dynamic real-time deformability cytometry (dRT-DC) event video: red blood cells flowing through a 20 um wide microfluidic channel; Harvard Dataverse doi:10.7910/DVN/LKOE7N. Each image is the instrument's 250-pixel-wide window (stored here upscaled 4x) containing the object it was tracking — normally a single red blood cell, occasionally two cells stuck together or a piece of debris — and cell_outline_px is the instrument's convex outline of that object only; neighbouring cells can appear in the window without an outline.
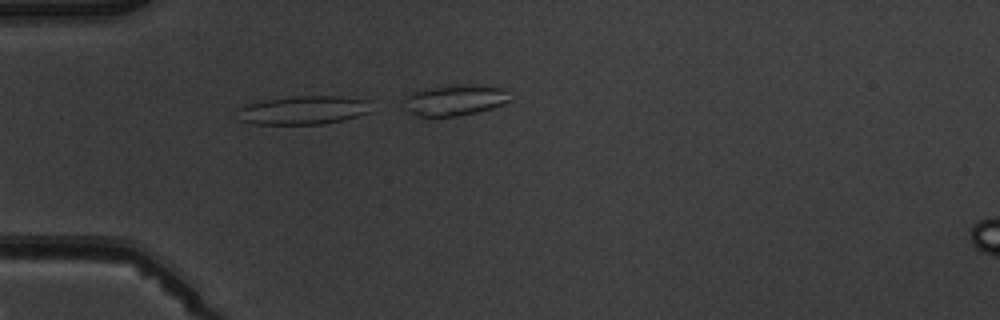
{"species": "common noctule bat (a hibernating species)", "species_latin": "Nyctalus noctula", "temperature_condition": "warm", "stored_images_in_passage": 5, "camera_frame_rate_fps": 3000, "um_per_image_px": 0.085, "animal": {"sex": "male", "body_mass_g": 19.5, "forearm_length_mm": 54.6}, "frame": {"image": 1, "passage_image": 3, "time_ms": 3.0, "image_size_px": [1000, 320], "cell_outline_px": [[372, 112], [324, 124], [256, 124], [240, 120], [236, 108], [244, 104], [268, 100], [296, 96], [340, 96], [372, 100]], "centroid_in_image_um": [25.83, 9.35], "position_along_channel_um": 59.2, "area_um2": 22.43}}
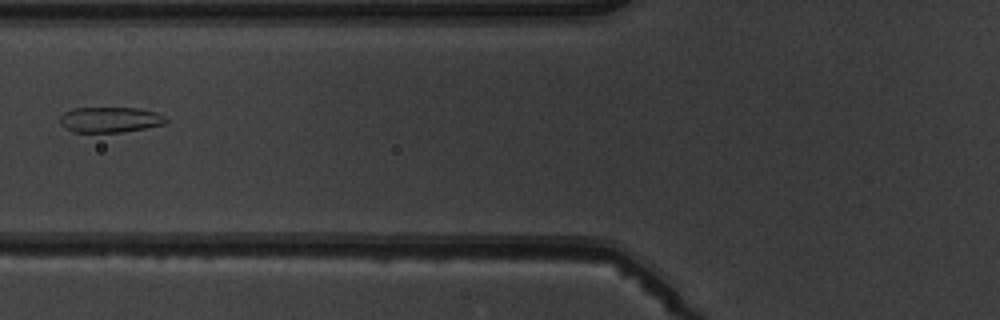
{"frame": {"image": 2, "passage_image": 5, "time_ms": 5.333, "image_size_px": [1000, 320], "cell_outline_px": [[168, 120], [164, 124], [144, 128], [120, 132], [72, 132], [64, 128], [60, 124], [60, 116], [64, 112], [72, 108], [136, 108], [156, 112], [164, 116]], "centroid_in_image_um": [9.31, 10.17], "position_along_channel_um": 116.5, "area_um2": 15.72}}